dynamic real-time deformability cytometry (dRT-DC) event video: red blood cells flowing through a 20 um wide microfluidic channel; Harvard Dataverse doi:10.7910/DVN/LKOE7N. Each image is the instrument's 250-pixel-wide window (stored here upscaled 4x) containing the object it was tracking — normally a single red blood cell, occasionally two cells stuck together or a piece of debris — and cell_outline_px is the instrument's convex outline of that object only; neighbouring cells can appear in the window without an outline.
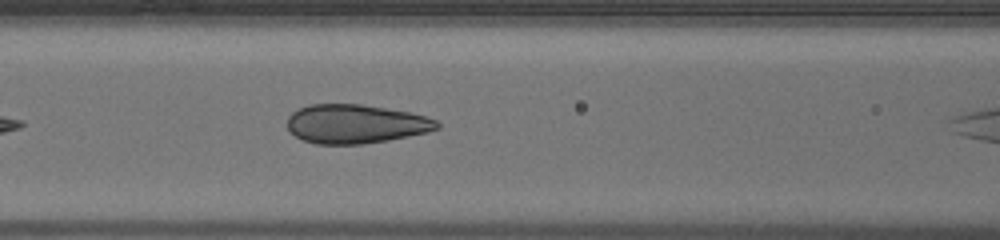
{"species": "human", "species_latin": "Homo sapiens", "temperature_condition": "warm", "stored_images_in_passage": 27, "camera_frame_rate_fps": 3000, "um_per_image_px": 0.085, "donor": {"sex": "male"}, "frame": {"image": 1, "passage_image": 7, "time_ms": 2.0, "image_size_px": [1000, 240], "cell_outline_px": [[440, 128], [428, 132], [388, 140], [360, 144], [316, 144], [304, 140], [296, 136], [288, 128], [288, 116], [292, 112], [308, 104], [360, 104], [408, 112], [424, 116], [436, 120], [440, 124]], "centroid_in_image_um": [30.22, 10.53], "position_along_channel_um": 136.4, "area_um2": 33.76}}
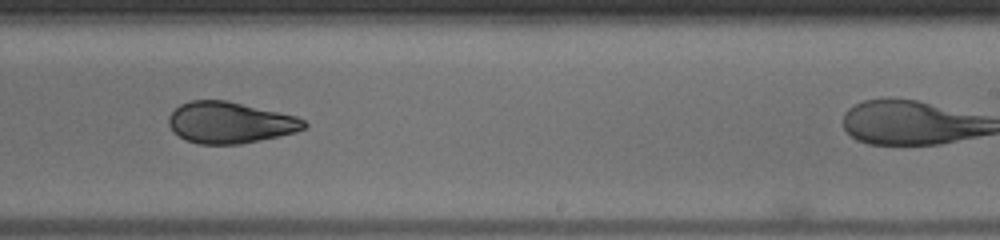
{"frame": {"image": 2, "passage_image": 17, "time_ms": 5.333, "image_size_px": [1000, 240], "cell_outline_px": [[308, 124], [304, 128], [296, 132], [260, 140], [240, 144], [196, 144], [184, 140], [172, 132], [168, 124], [168, 116], [180, 104], [192, 100], [228, 100], [296, 116], [304, 120]], "centroid_in_image_um": [19.51, 10.42], "position_along_channel_um": 269.5, "area_um2": 32.83}}
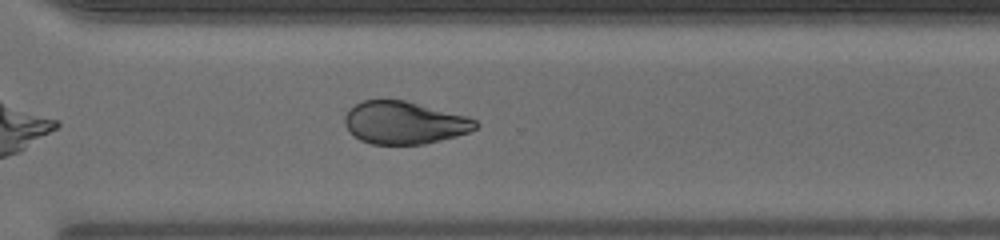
{"frame": {"image": 3, "passage_image": 22, "time_ms": 7.0, "image_size_px": [1000, 240], "cell_outline_px": [[480, 124], [476, 128], [468, 132], [456, 136], [424, 144], [372, 144], [360, 140], [344, 124], [344, 116], [356, 104], [364, 100], [404, 100], [468, 116], [476, 120]], "centroid_in_image_um": [34.4, 10.43], "position_along_channel_um": 336.2, "area_um2": 32.19}}